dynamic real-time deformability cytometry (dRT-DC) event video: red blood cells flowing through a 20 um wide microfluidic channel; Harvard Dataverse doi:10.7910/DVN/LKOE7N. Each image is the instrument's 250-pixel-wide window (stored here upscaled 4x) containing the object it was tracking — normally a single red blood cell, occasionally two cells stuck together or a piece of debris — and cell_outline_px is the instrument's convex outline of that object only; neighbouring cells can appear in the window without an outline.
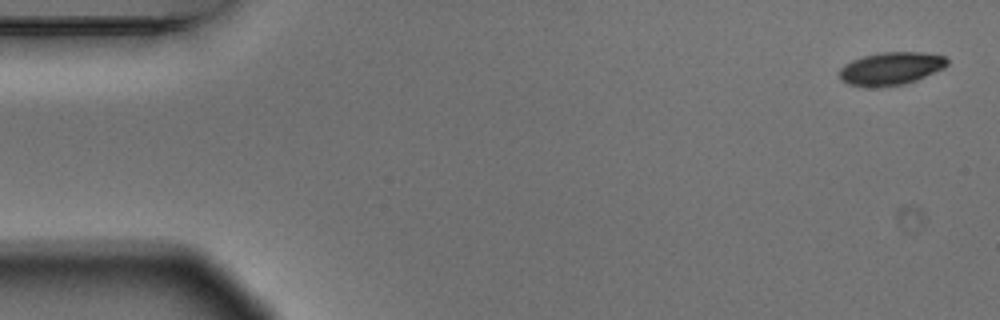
{"species": "Egyptian fruit bat (a non-hibernating species)", "species_latin": "Rousettus aegyptiacus", "temperature_condition": "warm", "stored_images_in_passage": 5, "camera_frame_rate_fps": 3000, "um_per_image_px": 0.085, "animal": {"sex": "male"}, "frame": {"image": 1, "passage_image": 1, "time_ms": 0.0, "image_size_px": [1000, 320], "cell_outline_px": [[948, 64], [944, 68], [916, 80], [904, 84], [876, 88], [864, 88], [848, 84], [840, 80], [840, 68], [844, 64], [852, 60], [864, 56], [880, 52], [924, 52], [944, 56], [948, 60]], "centroid_in_image_um": [75.7, 5.84], "position_along_channel_um": 9.3, "area_um2": 20.92}}
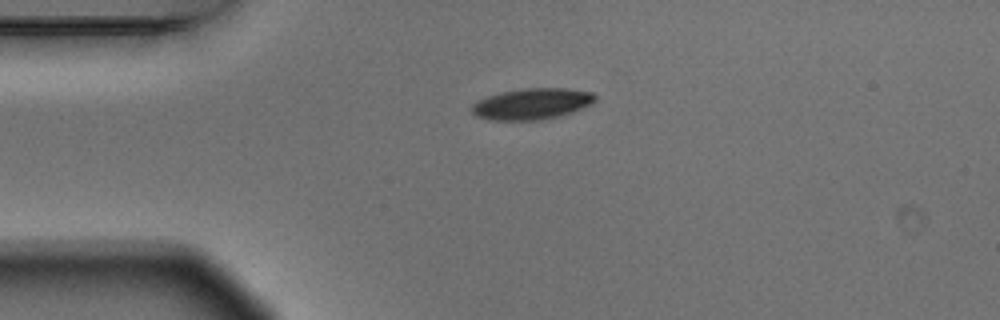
{"frame": {"image": 2, "passage_image": 4, "time_ms": 1.0, "image_size_px": [1000, 320], "cell_outline_px": [[596, 100], [592, 104], [572, 112], [560, 116], [540, 120], [488, 120], [476, 116], [472, 112], [472, 104], [488, 96], [500, 92], [524, 88], [564, 88], [592, 92], [596, 96]], "centroid_in_image_um": [45.23, 8.83], "position_along_channel_um": 39.8, "area_um2": 22.43}}
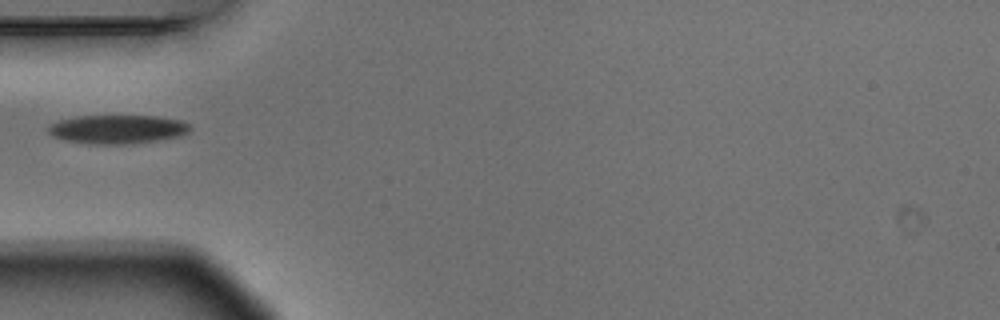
{"frame": {"image": 3, "passage_image": 5, "time_ms": 1.333, "image_size_px": [1000, 320], "cell_outline_px": [[188, 132], [180, 136], [156, 140], [124, 144], [88, 144], [64, 140], [52, 136], [48, 132], [48, 128], [52, 124], [60, 120], [76, 116], [156, 116], [180, 120], [188, 124]], "centroid_in_image_um": [9.94, 10.99], "position_along_channel_um": 75.1, "area_um2": 23.52}}